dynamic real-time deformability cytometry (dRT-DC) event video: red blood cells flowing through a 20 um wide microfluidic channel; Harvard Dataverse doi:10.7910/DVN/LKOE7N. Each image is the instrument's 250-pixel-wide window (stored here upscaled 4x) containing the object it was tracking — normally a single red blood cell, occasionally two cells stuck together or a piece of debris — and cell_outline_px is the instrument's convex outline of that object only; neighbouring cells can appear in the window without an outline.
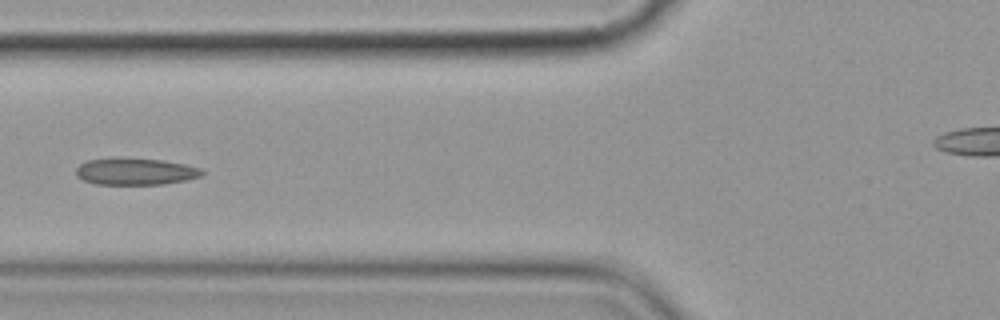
{"species": "common noctule bat (a hibernating species)", "species_latin": "Nyctalus noctula", "temperature_condition": "cold", "stored_images_in_passage": 7, "segment_of_instrument_passage": [1, 2], "camera_frame_rate_fps": 3000, "um_per_image_px": 0.085, "animal": {"sex": "female", "body_mass_g": 19.9}, "frame": {"image": 1, "passage_image": 5, "time_ms": 5.0, "image_size_px": [1000, 320], "cell_outline_px": [[204, 172], [200, 176], [184, 180], [164, 184], [96, 184], [84, 180], [76, 176], [76, 168], [80, 164], [88, 160], [164, 160], [184, 164], [200, 168]], "centroid_in_image_um": [11.52, 14.61], "position_along_channel_um": 114.3, "area_um2": 18.84}}
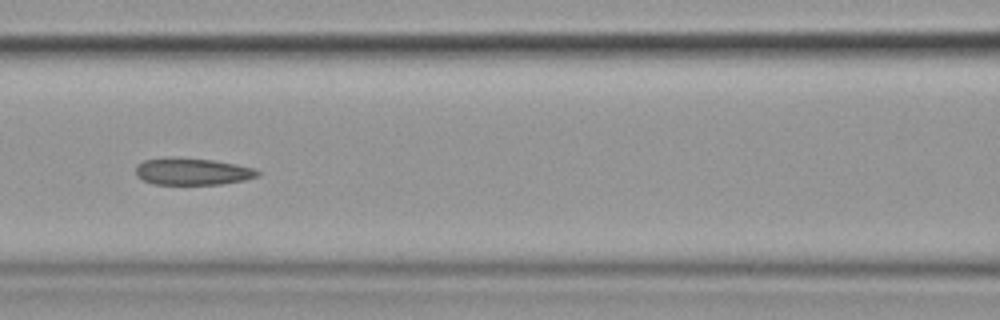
{"frame": {"image": 2, "passage_image": 6, "time_ms": 6.0, "image_size_px": [1000, 320], "cell_outline_px": [[260, 176], [244, 180], [220, 184], [152, 184], [136, 176], [136, 164], [144, 160], [212, 160], [236, 164], [252, 168], [260, 172]], "centroid_in_image_um": [16.39, 14.62], "position_along_channel_um": 150.2, "area_um2": 18.26}}